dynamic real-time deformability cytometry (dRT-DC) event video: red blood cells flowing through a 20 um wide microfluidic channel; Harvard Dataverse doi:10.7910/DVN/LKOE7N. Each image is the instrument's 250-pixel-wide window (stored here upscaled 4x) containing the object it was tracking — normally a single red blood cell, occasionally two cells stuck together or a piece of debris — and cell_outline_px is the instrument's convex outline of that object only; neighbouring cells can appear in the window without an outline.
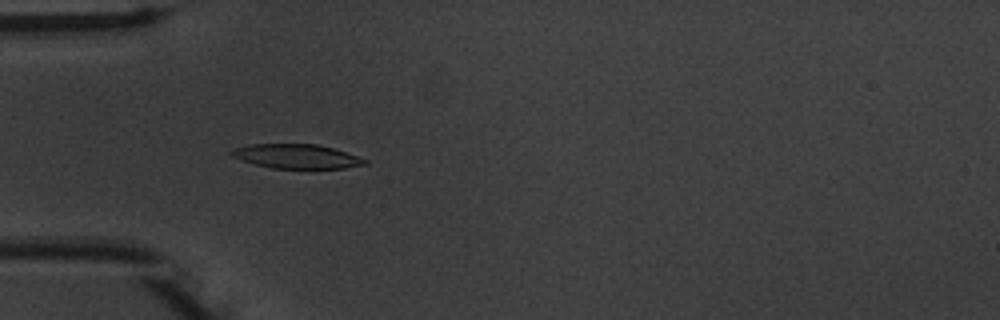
{"species": "common noctule bat (a hibernating species)", "species_latin": "Nyctalus noctula", "temperature_condition": "warm", "stored_images_in_passage": 54, "camera_frame_rate_fps": 3000, "um_per_image_px": 0.085, "animal": {"sex": "male", "body_mass_g": 20.1, "forearm_length_mm": 53.5}, "frame": {"image": 1, "passage_image": 17, "time_ms": 5.333, "image_size_px": [1000, 320], "cell_outline_px": [[368, 164], [344, 168], [272, 168], [256, 164], [232, 156], [228, 152], [232, 148], [248, 144], [316, 144], [332, 148], [368, 160]], "centroid_in_image_um": [25.18, 13.28], "position_along_channel_um": 59.8, "area_um2": 18.67}}
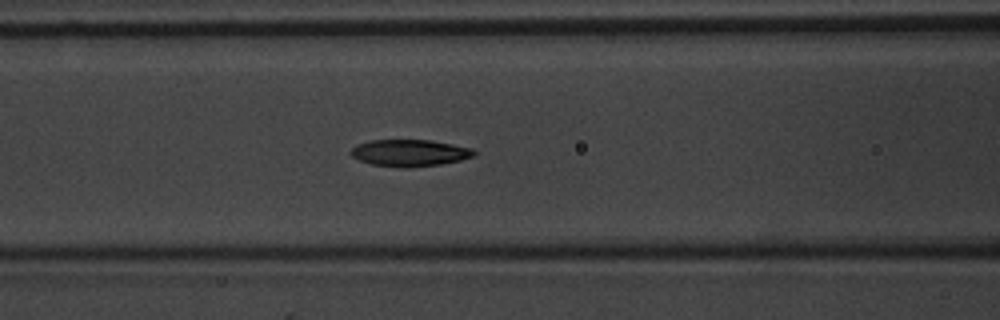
{"frame": {"image": 2, "passage_image": 23, "time_ms": 7.333, "image_size_px": [1000, 320], "cell_outline_px": [[476, 156], [460, 160], [440, 164], [408, 168], [404, 168], [372, 164], [360, 160], [352, 156], [348, 152], [356, 144], [368, 140], [432, 140], [472, 148], [476, 152]], "centroid_in_image_um": [34.82, 12.99], "position_along_channel_um": 131.8, "area_um2": 19.36}}
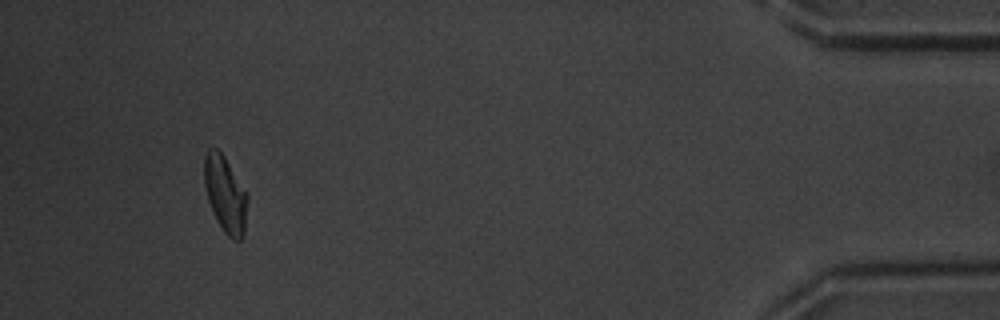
{"frame": {"image": 3, "passage_image": 51, "time_ms": 16.667, "image_size_px": [1000, 320], "cell_outline_px": [[248, 200], [244, 236], [240, 240], [232, 240], [224, 232], [216, 220], [208, 200], [204, 184], [204, 156], [208, 148], [216, 148], [224, 156], [248, 196]], "centroid_in_image_um": [19.14, 16.54], "position_along_channel_um": 416.1, "area_um2": 19.19}, "authors_computed_cell_mechanics": {"area_um2": 19.4786, "velocity_mm_per_s": 3.7505, "shape_relaxation_time_tau1_ms": 3.0758, "shape_relaxation_time_tau2_ms": 3.334, "deformation_change_tau1": 0.1437, "deformation_change_tau2": 0.0718}}